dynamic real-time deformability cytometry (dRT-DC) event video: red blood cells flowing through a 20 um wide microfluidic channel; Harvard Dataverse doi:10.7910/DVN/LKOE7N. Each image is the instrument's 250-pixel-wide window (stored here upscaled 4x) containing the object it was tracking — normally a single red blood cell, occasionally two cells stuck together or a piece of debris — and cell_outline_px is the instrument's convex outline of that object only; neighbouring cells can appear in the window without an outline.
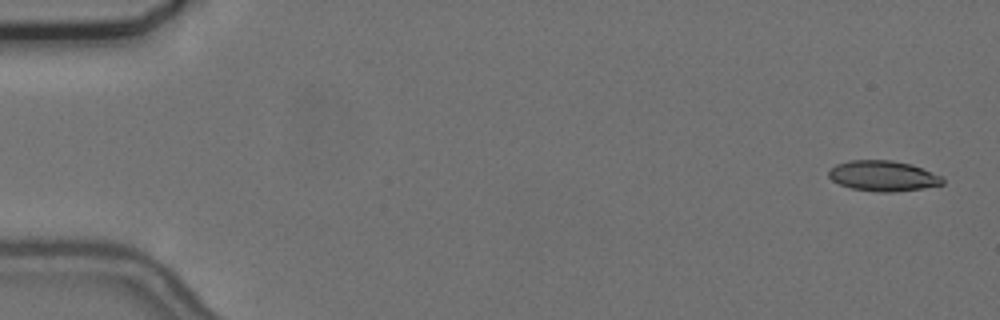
{"species": "common noctule bat (a hibernating species)", "species_latin": "Nyctalus noctula", "temperature_condition": "cold", "stored_images_in_passage": 54, "camera_frame_rate_fps": 3000, "um_per_image_px": 0.085, "animal": {"sex": "female", "body_mass_g": 24.6, "forearm_length_mm": 56.2}, "frame": {"image": 1, "passage_image": 2, "time_ms": 0.333, "image_size_px": [1000, 320], "cell_outline_px": [[944, 184], [920, 188], [892, 192], [876, 192], [852, 188], [840, 184], [832, 180], [828, 176], [828, 172], [836, 164], [848, 160], [892, 160], [912, 164], [940, 176], [944, 180]], "centroid_in_image_um": [75.03, 14.94], "position_along_channel_um": 10.0, "area_um2": 20.06}}
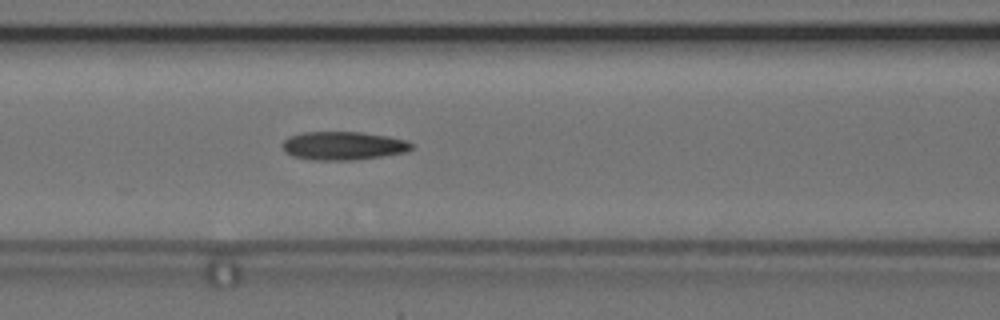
{"frame": {"image": 2, "passage_image": 24, "time_ms": 7.667, "image_size_px": [1000, 320], "cell_outline_px": [[412, 148], [408, 152], [384, 156], [356, 160], [312, 160], [292, 156], [284, 152], [280, 144], [288, 136], [304, 132], [360, 132], [388, 136], [408, 140], [412, 144]], "centroid_in_image_um": [29.16, 12.39], "position_along_channel_um": 137.4, "area_um2": 21.73}}
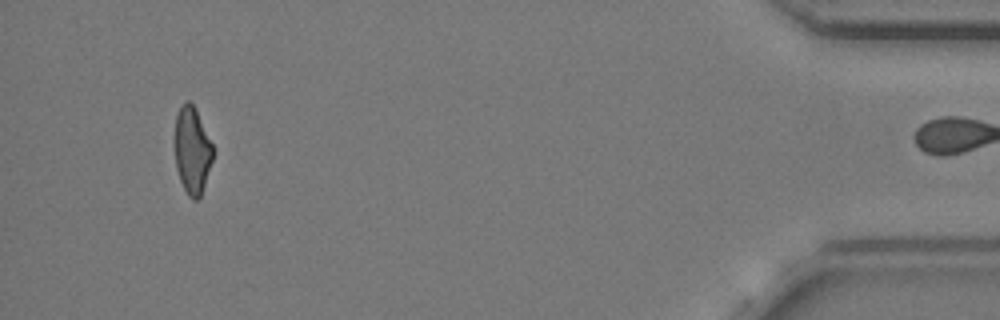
{"frame": {"image": 3, "passage_image": 53, "time_ms": 17.333, "image_size_px": [1000, 320], "cell_outline_px": [[212, 160], [200, 196], [196, 200], [192, 200], [188, 196], [180, 180], [176, 168], [176, 116], [180, 104], [184, 100], [188, 100], [196, 108], [212, 144]], "centroid_in_image_um": [16.33, 12.74], "position_along_channel_um": 418.9, "area_um2": 18.96}, "authors_computed_cell_mechanics": {"area_um2": 20.7502, "velocity_mm_per_s": 3.6802, "shape_relaxation_time_tau1_ms": null, "shape_relaxation_time_tau2_ms": 4.1441, "deformation_change_tau1": null, "deformation_change_tau2": 0.143}}